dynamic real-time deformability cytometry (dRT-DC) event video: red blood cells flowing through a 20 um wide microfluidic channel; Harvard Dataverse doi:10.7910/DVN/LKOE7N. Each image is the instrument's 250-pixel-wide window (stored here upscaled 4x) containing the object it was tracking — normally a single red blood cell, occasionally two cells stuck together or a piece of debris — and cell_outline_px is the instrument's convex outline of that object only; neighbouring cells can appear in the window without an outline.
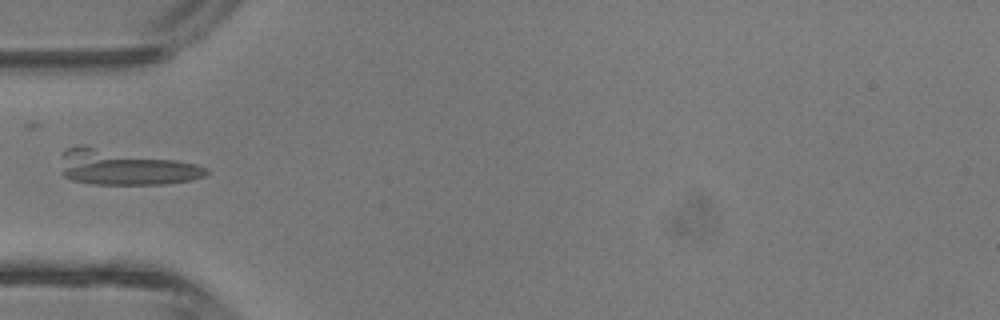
{"species": "common noctule bat (a hibernating species)", "species_latin": "Nyctalus noctula", "temperature_condition": "room temperature", "stored_images_in_passage": 22, "camera_frame_rate_fps": 3000, "um_per_image_px": 0.085, "animal": {"sex": "male", "body_mass_g": 13.3}, "frame": {"image": 1, "passage_image": 1, "time_ms": 0.0, "image_size_px": [1000, 320], "cell_outline_px": [[208, 172], [204, 176], [192, 180], [164, 184], [92, 184], [72, 180], [64, 176], [60, 172], [60, 156], [68, 148], [80, 144], [84, 144], [176, 160], [196, 164], [208, 168]], "centroid_in_image_um": [10.55, 14.22], "position_along_channel_um": 74.4, "area_um2": 30.17}}
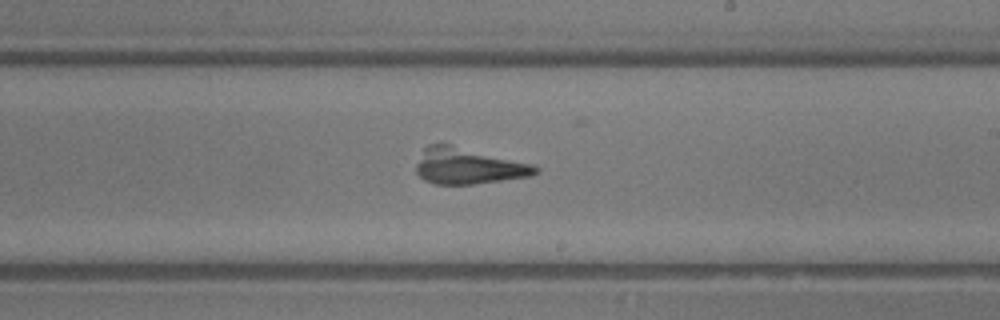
{"frame": {"image": 2, "passage_image": 12, "time_ms": 3.667, "image_size_px": [1000, 320], "cell_outline_px": [[540, 172], [532, 176], [472, 184], [436, 184], [424, 180], [416, 172], [416, 164], [424, 148], [428, 144], [452, 144], [532, 164], [540, 168]], "centroid_in_image_um": [39.8, 14.11], "position_along_channel_um": 249.2, "area_um2": 25.09}}
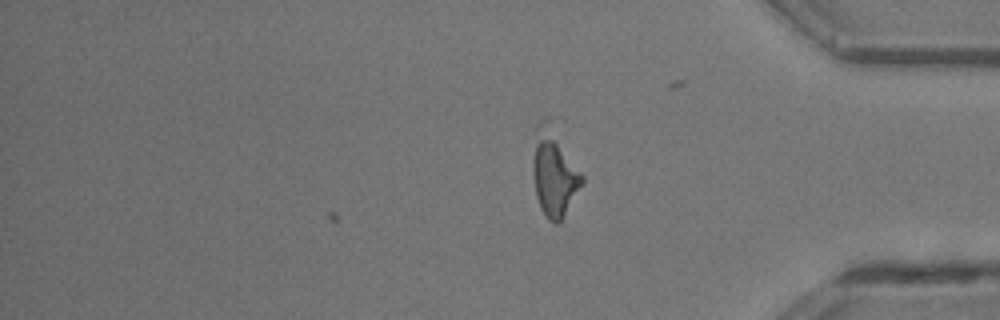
{"frame": {"image": 3, "passage_image": 22, "time_ms": 7.0, "image_size_px": [1000, 320], "cell_outline_px": [[584, 184], [560, 220], [556, 224], [548, 220], [540, 208], [536, 196], [532, 172], [532, 160], [536, 124], [540, 120], [548, 116], [552, 116], [584, 176]], "centroid_in_image_um": [47.11, 14.52], "position_along_channel_um": 388.1, "area_um2": 26.24}}